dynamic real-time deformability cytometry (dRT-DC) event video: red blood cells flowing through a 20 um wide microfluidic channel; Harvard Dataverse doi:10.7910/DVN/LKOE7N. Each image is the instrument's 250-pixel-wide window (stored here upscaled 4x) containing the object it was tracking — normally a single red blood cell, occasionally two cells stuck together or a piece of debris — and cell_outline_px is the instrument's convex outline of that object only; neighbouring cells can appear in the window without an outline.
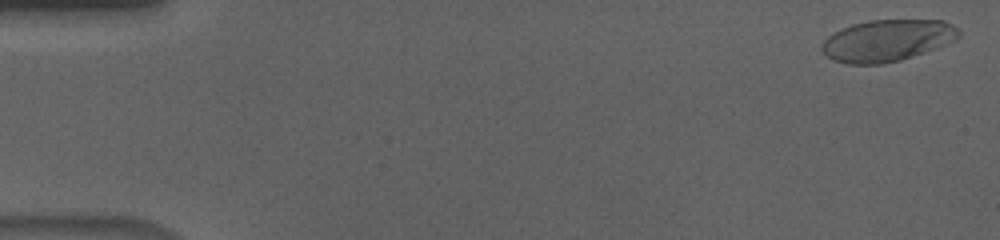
{"species": "human", "species_latin": "Homo sapiens", "temperature_condition": "cold", "stored_images_in_passage": 57, "camera_frame_rate_fps": 3000, "um_per_image_px": 0.085, "donor": {"sex": "male"}, "frame": {"image": 1, "passage_image": 2, "time_ms": 0.333, "image_size_px": [1000, 240], "cell_outline_px": [[960, 36], [956, 40], [936, 48], [900, 60], [884, 64], [848, 64], [832, 60], [820, 48], [820, 44], [832, 32], [852, 24], [868, 20], [944, 20], [952, 24], [960, 32]], "centroid_in_image_um": [75.39, 3.44], "position_along_channel_um": 9.6, "area_um2": 33.41}}
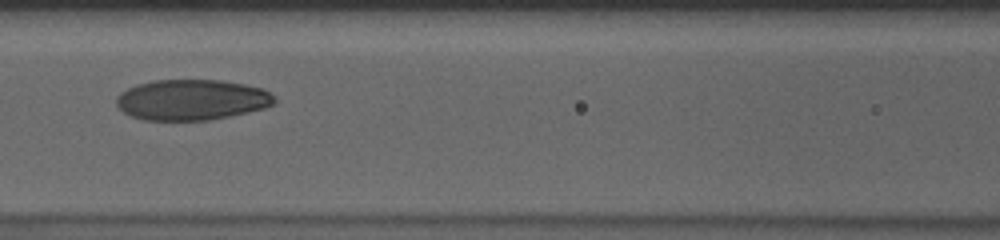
{"frame": {"image": 2, "passage_image": 26, "time_ms": 8.333, "image_size_px": [1000, 240], "cell_outline_px": [[276, 104], [264, 108], [248, 112], [208, 120], [144, 120], [132, 116], [124, 112], [116, 104], [116, 96], [120, 92], [136, 84], [156, 80], [220, 80], [244, 84], [264, 88], [276, 100]], "centroid_in_image_um": [16.29, 8.48], "position_along_channel_um": 150.3, "area_um2": 37.45}}
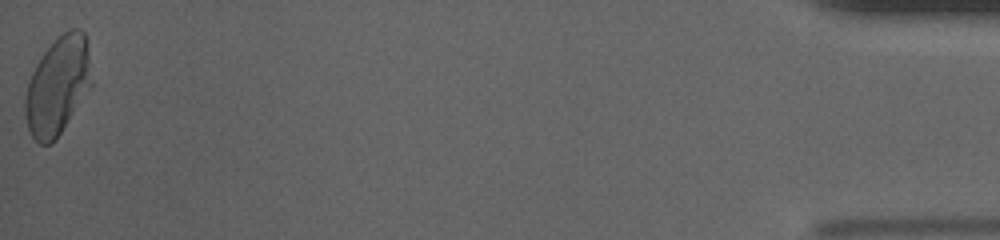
{"frame": {"image": 3, "passage_image": 57, "time_ms": 18.667, "image_size_px": [1000, 240], "cell_outline_px": [[92, 88], [56, 140], [52, 144], [40, 144], [32, 136], [28, 128], [24, 116], [24, 100], [28, 84], [32, 72], [36, 64], [44, 52], [68, 28], [80, 28], [84, 32], [88, 40], [92, 84]], "centroid_in_image_um": [4.94, 7.31], "position_along_channel_um": 430.3, "area_um2": 38.38}, "authors_computed_cell_mechanics": {"area_um2": 37.3388, "velocity_mm_per_s": 3.6292, "shape_relaxation_time_tau1_ms": 4.4106, "shape_relaxation_time_tau2_ms": 1.6191, "deformation_change_tau1": 0.1663, "deformation_change_tau2": 0.0509}}